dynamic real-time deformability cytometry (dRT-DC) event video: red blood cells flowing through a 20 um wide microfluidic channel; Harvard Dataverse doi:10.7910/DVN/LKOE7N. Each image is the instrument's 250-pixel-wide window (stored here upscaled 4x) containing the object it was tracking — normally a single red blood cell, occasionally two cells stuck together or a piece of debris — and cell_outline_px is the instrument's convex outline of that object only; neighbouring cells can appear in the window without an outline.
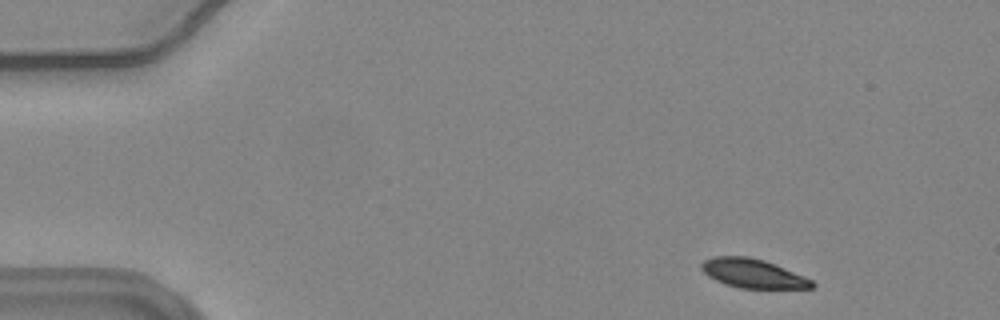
{"species": "common noctule bat (a hibernating species)", "species_latin": "Nyctalus noctula", "temperature_condition": "warm", "stored_images_in_passage": 52, "camera_frame_rate_fps": 3000, "um_per_image_px": 0.085, "animal": {"sex": "female", "body_mass_g": 24.6, "forearm_length_mm": 56.2}, "frame": {"image": 1, "passage_image": 2, "time_ms": 0.333, "image_size_px": [1000, 320], "cell_outline_px": [[816, 284], [812, 288], [740, 288], [724, 284], [708, 276], [700, 268], [700, 264], [704, 260], [712, 256], [748, 256], [764, 260], [804, 276], [812, 280]], "centroid_in_image_um": [63.96, 23.23], "position_along_channel_um": 21.0, "area_um2": 18.67}}
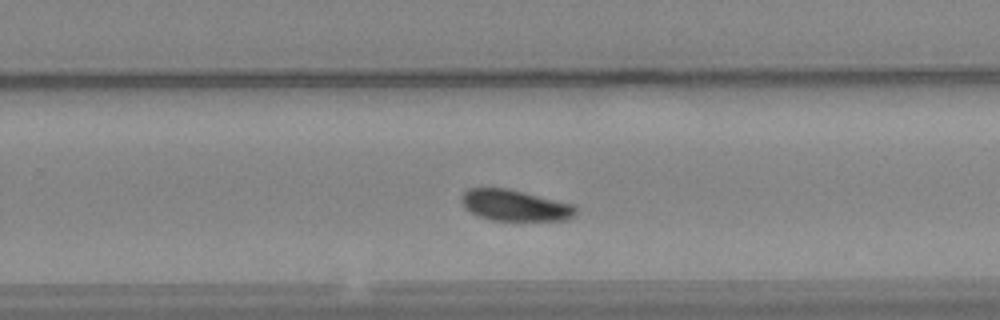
{"frame": {"image": 2, "passage_image": 32, "time_ms": 10.333, "image_size_px": [1000, 320], "cell_outline_px": [[576, 212], [568, 220], [492, 220], [476, 216], [464, 208], [460, 200], [460, 196], [468, 188], [508, 188], [572, 204], [576, 208]], "centroid_in_image_um": [43.7, 17.45], "position_along_channel_um": 286.1, "area_um2": 20.75}}
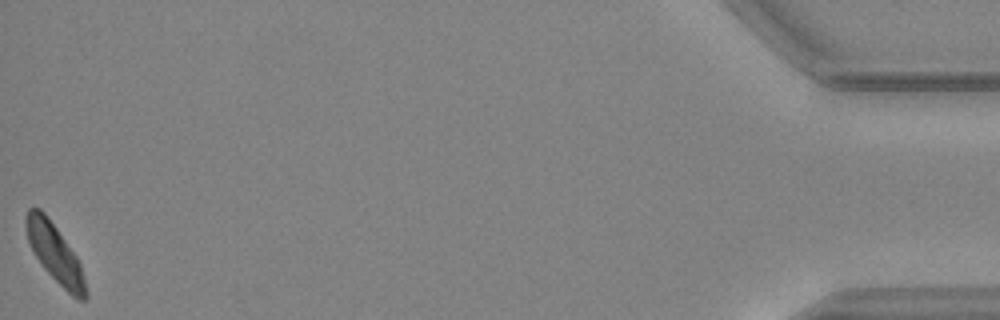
{"frame": {"image": 3, "passage_image": 52, "time_ms": 17.0, "image_size_px": [1000, 320], "cell_outline_px": [[88, 300], [80, 300], [72, 296], [44, 268], [36, 256], [28, 240], [24, 224], [24, 216], [28, 208], [40, 208], [48, 216], [76, 256], [80, 264], [84, 276], [88, 292]], "centroid_in_image_um": [4.67, 21.51], "position_along_channel_um": 430.5, "area_um2": 20.11}, "authors_computed_cell_mechanics": {"area_um2": 21.097, "velocity_mm_per_s": 3.6388, "shape_relaxation_time_tau1_ms": 3.6485, "shape_relaxation_time_tau2_ms": null, "deformation_change_tau1": 0.1081, "deformation_change_tau2": null}}